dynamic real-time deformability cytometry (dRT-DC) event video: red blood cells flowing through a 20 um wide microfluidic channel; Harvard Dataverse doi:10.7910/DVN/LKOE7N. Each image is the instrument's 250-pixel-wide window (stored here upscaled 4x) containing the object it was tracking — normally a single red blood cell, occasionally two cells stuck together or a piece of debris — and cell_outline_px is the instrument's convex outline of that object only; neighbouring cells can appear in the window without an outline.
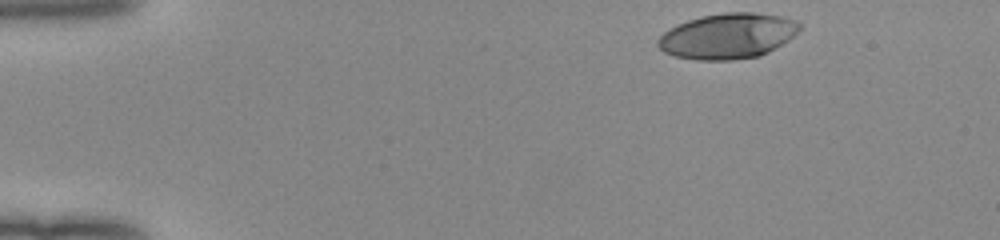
{"species": "human", "species_latin": "Homo sapiens", "temperature_condition": "room temperature", "stored_images_in_passage": 45, "camera_frame_rate_fps": 3000, "um_per_image_px": 0.085, "donor": {"sex": "female"}, "frame": {"image": 1, "passage_image": 1, "time_ms": 0.0, "image_size_px": [1000, 240], "cell_outline_px": [[800, 28], [788, 40], [768, 52], [760, 56], [732, 60], [696, 60], [676, 56], [664, 52], [656, 44], [656, 40], [668, 28], [676, 24], [700, 16], [724, 12], [752, 12], [784, 16], [796, 20], [800, 24]], "centroid_in_image_um": [61.83, 3.05], "position_along_channel_um": 23.2, "area_um2": 37.69}}
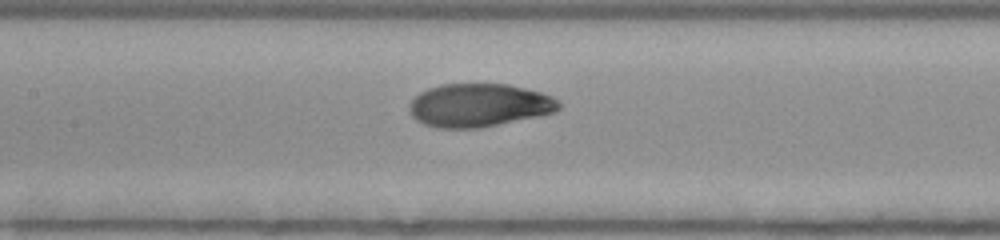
{"frame": {"image": 2, "passage_image": 19, "time_ms": 6.0, "image_size_px": [1000, 240], "cell_outline_px": [[560, 108], [556, 112], [540, 116], [480, 128], [440, 128], [424, 124], [416, 120], [412, 116], [408, 108], [408, 104], [420, 92], [428, 88], [444, 84], [508, 84], [540, 92], [552, 96], [560, 104]], "centroid_in_image_um": [40.71, 8.95], "position_along_channel_um": 166.7, "area_um2": 37.74}}
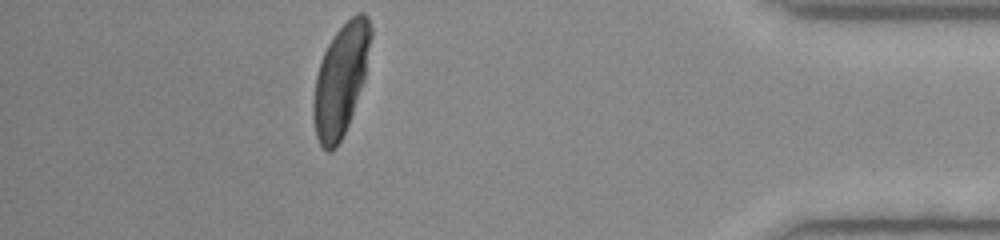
{"frame": {"image": 3, "passage_image": 40, "time_ms": 13.0, "image_size_px": [1000, 240], "cell_outline_px": [[372, 36], [364, 80], [348, 124], [336, 148], [328, 152], [320, 144], [316, 136], [312, 112], [312, 104], [316, 76], [324, 52], [328, 44], [336, 32], [356, 12], [364, 12], [368, 16], [372, 28]], "centroid_in_image_um": [28.97, 6.76], "position_along_channel_um": 406.2, "area_um2": 36.99}, "authors_computed_cell_mechanics": {"area_um2": 37.6856, "velocity_mm_per_s": 4.0169, "shape_relaxation_time_tau1_ms": 3.7571, "shape_relaxation_time_tau2_ms": null, "deformation_change_tau1": 0.2011, "deformation_change_tau2": null}}